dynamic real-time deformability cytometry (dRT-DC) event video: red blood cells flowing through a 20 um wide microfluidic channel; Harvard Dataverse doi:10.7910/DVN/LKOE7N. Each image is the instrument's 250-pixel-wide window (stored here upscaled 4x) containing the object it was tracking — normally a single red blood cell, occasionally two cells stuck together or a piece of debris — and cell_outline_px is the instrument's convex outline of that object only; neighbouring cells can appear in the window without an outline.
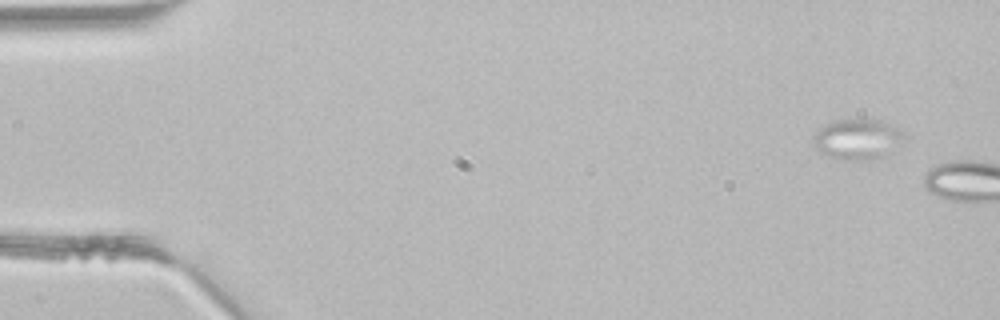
{"species": "common noctule bat (a hibernating species)", "species_latin": "Nyctalus noctula", "temperature_condition": "room temperature", "stored_images_in_passage": 2, "camera_frame_rate_fps": 3000, "um_per_image_px": 0.085, "animal": {"sex": "male", "body_mass_g": 21.5, "forearm_length_mm": 52.0}, "frame": {"image": 1, "passage_image": 1, "time_ms": 0.0, "image_size_px": [1000, 320], "cell_outline_px": [[904, 136], [900, 140], [880, 156], [872, 160], [844, 160], [828, 156], [820, 152], [816, 148], [812, 140], [812, 136], [820, 124], [832, 120], [864, 116], [884, 120], [900, 128], [904, 132]], "centroid_in_image_um": [72.79, 11.74], "position_along_channel_um": 12.2, "area_um2": 22.02}}